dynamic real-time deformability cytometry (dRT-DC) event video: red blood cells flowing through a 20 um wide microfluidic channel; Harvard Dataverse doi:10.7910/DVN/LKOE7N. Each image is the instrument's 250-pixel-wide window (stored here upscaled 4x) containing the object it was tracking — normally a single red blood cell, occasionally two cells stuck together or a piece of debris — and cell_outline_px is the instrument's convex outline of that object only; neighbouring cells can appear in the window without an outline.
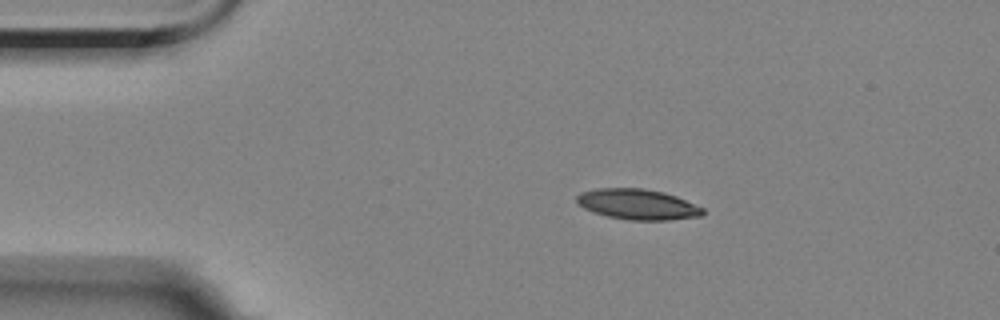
{"species": "Egyptian fruit bat (a non-hibernating species)", "species_latin": "Rousettus aegyptiacus", "temperature_condition": "room temperature", "stored_images_in_passage": 5, "camera_frame_rate_fps": 3000, "um_per_image_px": 0.085, "animal": {"sex": "female"}, "frame": {"image": 1, "passage_image": 2, "time_ms": 1.333, "image_size_px": [1000, 320], "cell_outline_px": [[704, 212], [700, 216], [668, 220], [628, 220], [608, 216], [584, 208], [576, 204], [576, 196], [580, 192], [596, 188], [644, 188], [664, 192], [676, 196], [704, 208]], "centroid_in_image_um": [54.18, 17.36], "position_along_channel_um": 30.8, "area_um2": 22.43}}
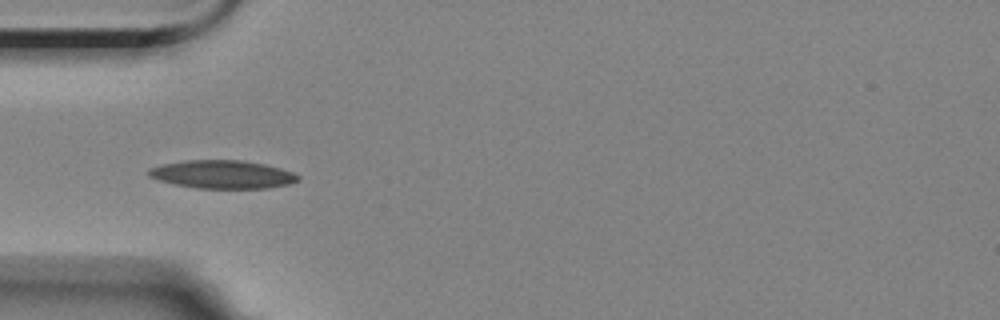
{"frame": {"image": 2, "passage_image": 4, "time_ms": 3.667, "image_size_px": [1000, 320], "cell_outline_px": [[300, 180], [288, 184], [268, 188], [196, 188], [176, 184], [160, 180], [148, 176], [148, 168], [160, 164], [184, 160], [244, 160], [264, 164], [280, 168], [292, 172], [300, 176]], "centroid_in_image_um": [18.9, 14.81], "position_along_channel_um": 66.1, "area_um2": 24.57}}
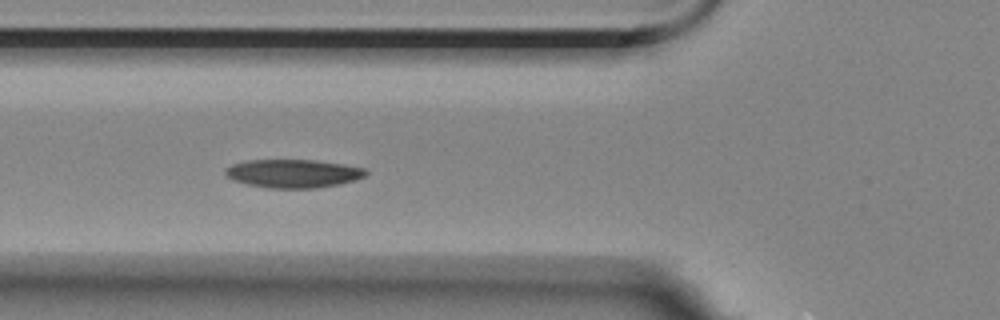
{"frame": {"image": 3, "passage_image": 5, "time_ms": 4.667, "image_size_px": [1000, 320], "cell_outline_px": [[368, 172], [364, 176], [356, 180], [340, 184], [316, 188], [268, 188], [248, 184], [232, 180], [224, 176], [224, 168], [232, 164], [248, 160], [316, 160], [344, 164], [364, 168]], "centroid_in_image_um": [24.89, 14.74], "position_along_channel_um": 100.9, "area_um2": 23.41}}